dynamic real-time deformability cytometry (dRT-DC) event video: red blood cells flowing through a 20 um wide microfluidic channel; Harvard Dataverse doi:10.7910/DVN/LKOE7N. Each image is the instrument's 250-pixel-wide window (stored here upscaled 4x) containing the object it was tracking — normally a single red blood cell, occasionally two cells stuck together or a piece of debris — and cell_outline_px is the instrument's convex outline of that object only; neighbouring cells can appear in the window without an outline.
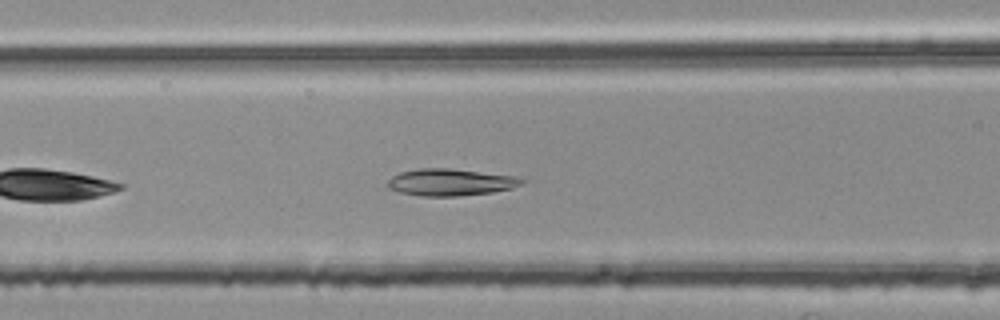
{"species": "common noctule bat (a hibernating species)", "species_latin": "Nyctalus noctula", "temperature_condition": "room temperature", "stored_images_in_passage": 30, "camera_frame_rate_fps": 3000, "um_per_image_px": 0.085, "animal": {"sex": "female", "body_mass_g": 25.1}, "frame": {"image": 1, "passage_image": 8, "time_ms": 2.333, "image_size_px": [1000, 320], "cell_outline_px": [[524, 180], [520, 184], [512, 188], [492, 192], [460, 196], [420, 196], [400, 192], [388, 188], [388, 180], [392, 176], [400, 172], [420, 168], [448, 168], [516, 176]], "centroid_in_image_um": [38.26, 15.49], "position_along_channel_um": 128.3, "area_um2": 20.92}}
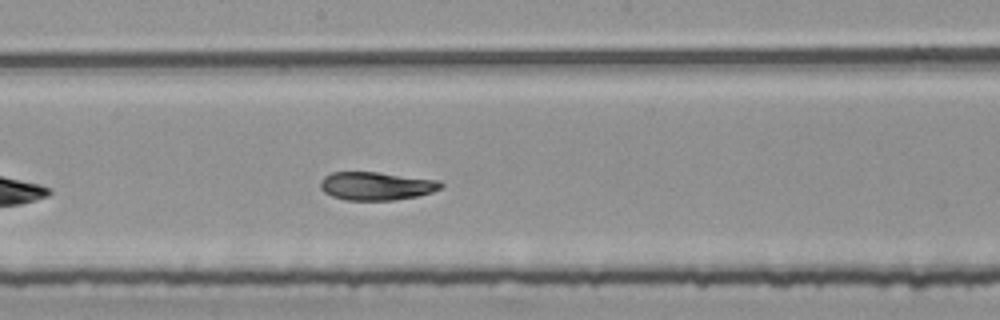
{"frame": {"image": 2, "passage_image": 15, "time_ms": 4.667, "image_size_px": [1000, 320], "cell_outline_px": [[444, 184], [440, 188], [432, 192], [416, 196], [392, 200], [344, 200], [332, 196], [324, 192], [320, 188], [320, 180], [324, 176], [332, 172], [380, 172], [440, 180]], "centroid_in_image_um": [31.97, 15.8], "position_along_channel_um": 216.2, "area_um2": 19.94}}
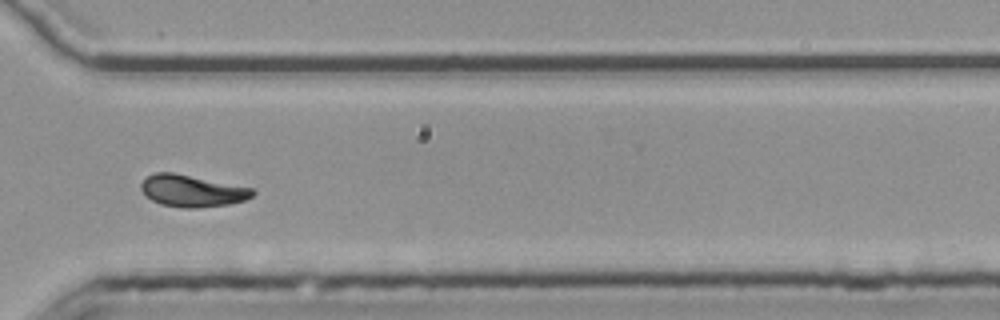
{"frame": {"image": 3, "passage_image": 26, "time_ms": 8.333, "image_size_px": [1000, 320], "cell_outline_px": [[256, 192], [252, 196], [244, 200], [228, 204], [196, 208], [180, 208], [160, 204], [152, 200], [140, 188], [140, 184], [148, 176], [156, 172], [172, 172], [252, 188]], "centroid_in_image_um": [16.31, 16.23], "position_along_channel_um": 354.3, "area_um2": 20.46}, "authors_computed_cell_mechanics": {"area_um2": 20.1144, "velocity_mm_per_s": 3.7659, "shape_relaxation_time_tau1_ms": 4.5599, "shape_relaxation_time_tau2_ms": 1.6283, "deformation_change_tau1": 0.1962, "deformation_change_tau2": 0.0801}}